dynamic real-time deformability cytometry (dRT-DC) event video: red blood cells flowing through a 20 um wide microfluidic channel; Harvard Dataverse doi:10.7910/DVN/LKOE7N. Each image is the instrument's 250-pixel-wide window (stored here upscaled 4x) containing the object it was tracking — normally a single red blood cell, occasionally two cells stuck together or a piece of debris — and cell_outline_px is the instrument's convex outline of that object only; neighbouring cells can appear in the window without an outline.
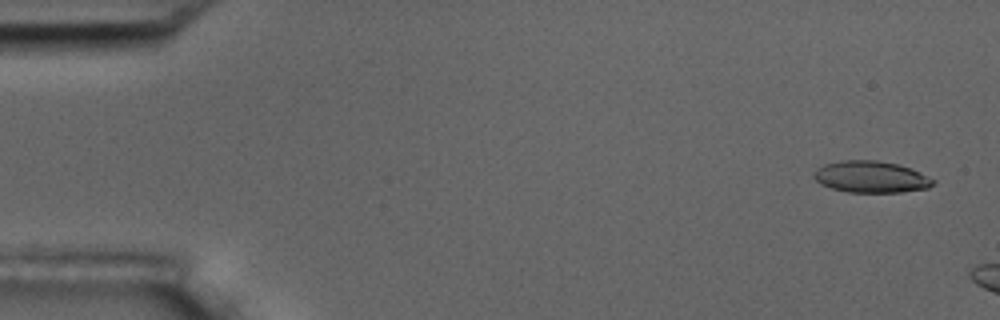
{"species": "common noctule bat (a hibernating species)", "species_latin": "Nyctalus noctula", "temperature_condition": "room temperature", "stored_images_in_passage": 2, "camera_frame_rate_fps": 3000, "um_per_image_px": 0.085, "animal": {"sex": "male", "body_mass_g": 17.5, "forearm_length_mm": 52.3}, "frame": {"image": 1, "passage_image": 1, "time_ms": 0.0, "image_size_px": [1000, 320], "cell_outline_px": [[936, 184], [928, 188], [900, 192], [848, 192], [832, 188], [820, 184], [812, 176], [816, 168], [824, 164], [840, 160], [876, 160], [896, 164], [912, 168], [936, 180]], "centroid_in_image_um": [74.04, 15.03], "position_along_channel_um": 11.0, "area_um2": 22.14}}